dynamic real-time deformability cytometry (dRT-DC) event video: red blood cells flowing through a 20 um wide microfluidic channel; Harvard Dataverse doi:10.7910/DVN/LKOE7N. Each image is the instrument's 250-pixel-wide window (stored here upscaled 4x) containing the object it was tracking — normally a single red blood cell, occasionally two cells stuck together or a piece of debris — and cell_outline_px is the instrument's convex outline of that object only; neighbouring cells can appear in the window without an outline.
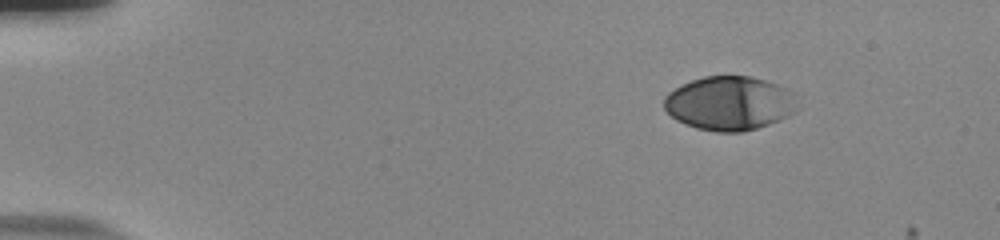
{"species": "human", "species_latin": "Homo sapiens", "temperature_condition": "room temperature", "stored_images_in_passage": 43, "camera_frame_rate_fps": 3000, "um_per_image_px": 0.085, "donor": {"sex": "male"}, "frame": {"image": 1, "passage_image": 1, "time_ms": 0.0, "image_size_px": [1000, 240], "cell_outline_px": [[748, 128], [708, 128], [692, 124], [676, 116], [672, 112], [672, 96], [680, 88], [688, 84], [700, 80], [716, 76], [740, 76], [748, 124]], "centroid_in_image_um": [60.53, 8.77], "position_along_channel_um": 24.5, "area_um2": 23.35}}
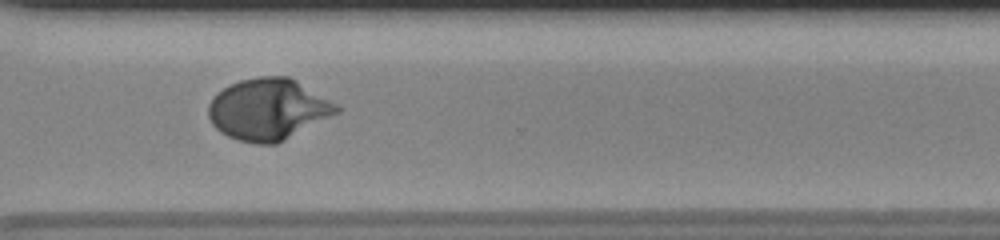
{"frame": {"image": 2, "passage_image": 35, "time_ms": 11.333, "image_size_px": [1000, 240], "cell_outline_px": [[292, 120], [288, 128], [276, 140], [252, 140], [240, 136], [256, 80], [288, 80], [292, 84]], "centroid_in_image_um": [22.84, 9.4], "position_along_channel_um": 347.8, "area_um2": 18.09}}
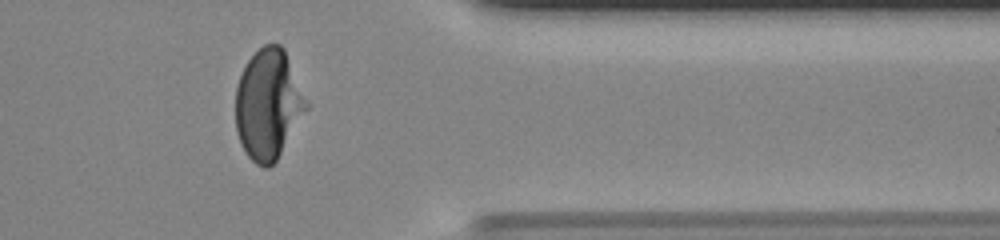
{"frame": {"image": 3, "passage_image": 39, "time_ms": 12.667, "image_size_px": [1000, 240], "cell_outline_px": [[284, 76], [280, 144], [276, 156], [268, 164], [264, 164], [256, 160], [248, 152], [240, 136], [236, 116], [236, 100], [240, 84], [244, 72], [248, 64], [260, 52], [276, 48], [280, 48], [284, 56]], "centroid_in_image_um": [22.25, 8.93], "position_along_channel_um": 389.1, "area_um2": 31.27}}